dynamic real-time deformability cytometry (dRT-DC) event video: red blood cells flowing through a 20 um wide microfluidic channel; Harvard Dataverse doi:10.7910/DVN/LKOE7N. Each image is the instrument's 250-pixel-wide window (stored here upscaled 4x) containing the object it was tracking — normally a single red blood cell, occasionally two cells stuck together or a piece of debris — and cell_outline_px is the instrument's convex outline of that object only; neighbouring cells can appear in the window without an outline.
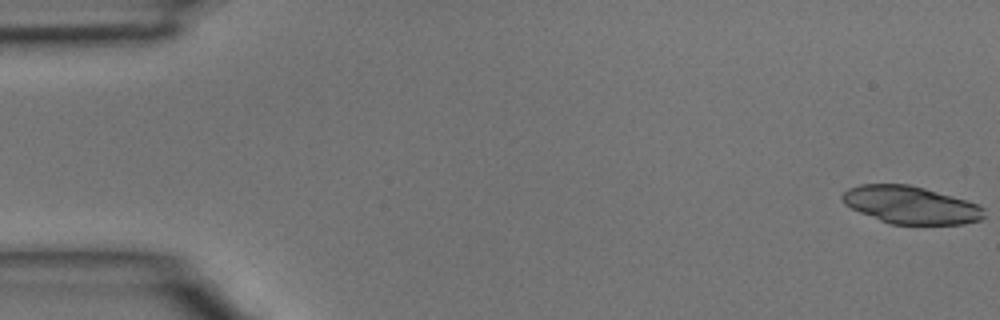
{"species": "common noctule bat (a hibernating species)", "species_latin": "Nyctalus noctula", "temperature_condition": "room temperature", "stored_images_in_passage": 35, "camera_frame_rate_fps": 3000, "um_per_image_px": 0.085, "animal": {"sex": "male", "body_mass_g": 15.6}, "frame": {"image": 1, "passage_image": 1, "time_ms": 0.0, "image_size_px": [1000, 320], "cell_outline_px": [[984, 216], [980, 220], [964, 224], [892, 224], [880, 220], [860, 212], [844, 204], [840, 196], [848, 188], [860, 184], [908, 184], [924, 188], [952, 196], [976, 204], [984, 208]], "centroid_in_image_um": [77.38, 17.42], "position_along_channel_um": 7.6, "area_um2": 30.81}}
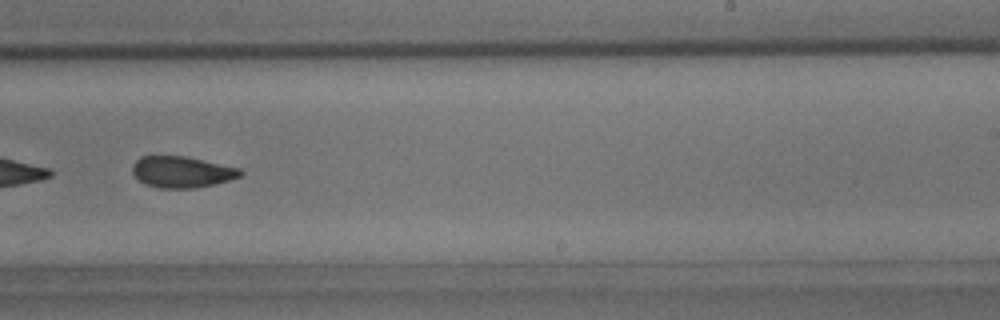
{"frame": {"image": 2, "passage_image": 29, "time_ms": 9.333, "image_size_px": [1000, 320], "cell_outline_px": [[244, 172], [240, 176], [228, 180], [212, 184], [192, 188], [156, 188], [144, 184], [132, 172], [132, 164], [140, 156], [184, 156], [240, 168]], "centroid_in_image_um": [15.42, 14.61], "position_along_channel_um": 273.6, "area_um2": 19.54}}